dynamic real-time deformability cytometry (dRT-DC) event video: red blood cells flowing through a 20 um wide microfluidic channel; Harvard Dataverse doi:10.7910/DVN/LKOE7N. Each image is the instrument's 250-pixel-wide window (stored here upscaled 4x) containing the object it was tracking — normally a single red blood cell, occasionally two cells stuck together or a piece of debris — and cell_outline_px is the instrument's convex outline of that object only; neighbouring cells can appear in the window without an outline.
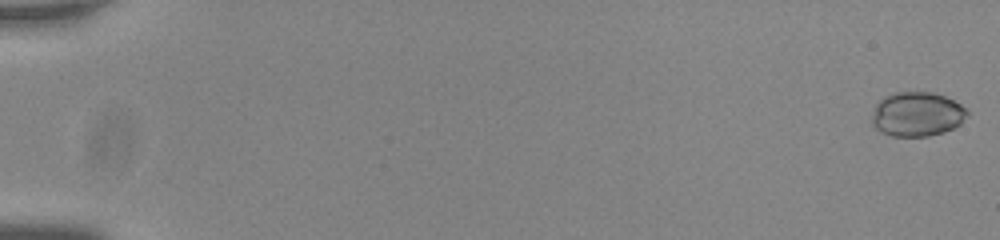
{"species": "common noctule bat (a hibernating species)", "species_latin": "Nyctalus noctula", "temperature_condition": "room temperature", "stored_images_in_passage": 57, "camera_frame_rate_fps": 3000, "um_per_image_px": 0.085, "animal": {"sex": "male", "body_mass_g": 20.0, "forearm_length_mm": 53.3}, "frame": {"image": 1, "passage_image": 1, "time_ms": 0.0, "image_size_px": [1000, 240], "cell_outline_px": [[968, 116], [960, 124], [944, 132], [928, 136], [892, 136], [880, 132], [872, 124], [872, 112], [876, 104], [884, 96], [892, 92], [932, 92], [944, 96], [960, 104], [968, 112]], "centroid_in_image_um": [77.92, 9.7], "position_along_channel_um": 7.1, "area_um2": 24.74}}
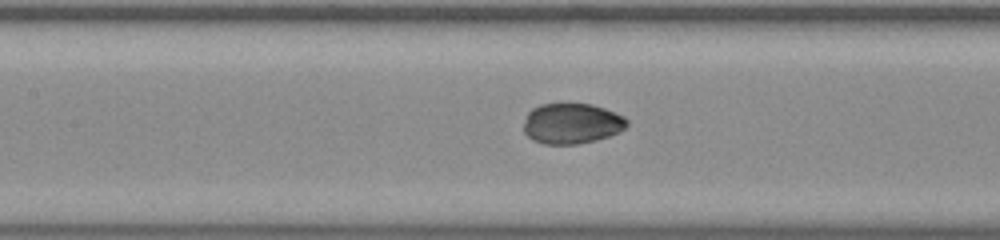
{"frame": {"image": 2, "passage_image": 28, "time_ms": 9.0, "image_size_px": [1000, 240], "cell_outline_px": [[628, 124], [620, 132], [596, 140], [576, 144], [544, 144], [532, 140], [524, 132], [524, 120], [528, 112], [532, 108], [540, 104], [592, 104], [604, 108], [624, 116], [628, 120]], "centroid_in_image_um": [48.59, 10.5], "position_along_channel_um": 158.8, "area_um2": 24.45}}
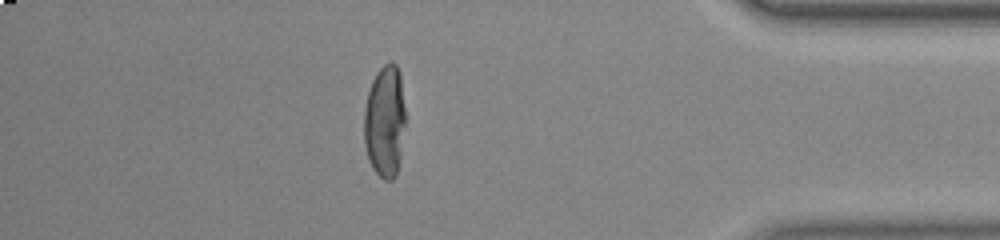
{"frame": {"image": 3, "passage_image": 50, "time_ms": 16.333, "image_size_px": [1000, 240], "cell_outline_px": [[404, 124], [400, 152], [396, 176], [392, 180], [384, 180], [372, 168], [368, 160], [364, 144], [364, 108], [368, 92], [372, 80], [376, 72], [384, 64], [396, 64], [400, 72], [404, 108]], "centroid_in_image_um": [32.68, 10.32], "position_along_channel_um": 402.5, "area_um2": 26.88}, "authors_computed_cell_mechanics": {"area_um2": 25.2008, "velocity_mm_per_s": 3.7592, "shape_relaxation_time_tau1_ms": null, "shape_relaxation_time_tau2_ms": 1.167, "deformation_change_tau1": null, "deformation_change_tau2": 0.0284}}